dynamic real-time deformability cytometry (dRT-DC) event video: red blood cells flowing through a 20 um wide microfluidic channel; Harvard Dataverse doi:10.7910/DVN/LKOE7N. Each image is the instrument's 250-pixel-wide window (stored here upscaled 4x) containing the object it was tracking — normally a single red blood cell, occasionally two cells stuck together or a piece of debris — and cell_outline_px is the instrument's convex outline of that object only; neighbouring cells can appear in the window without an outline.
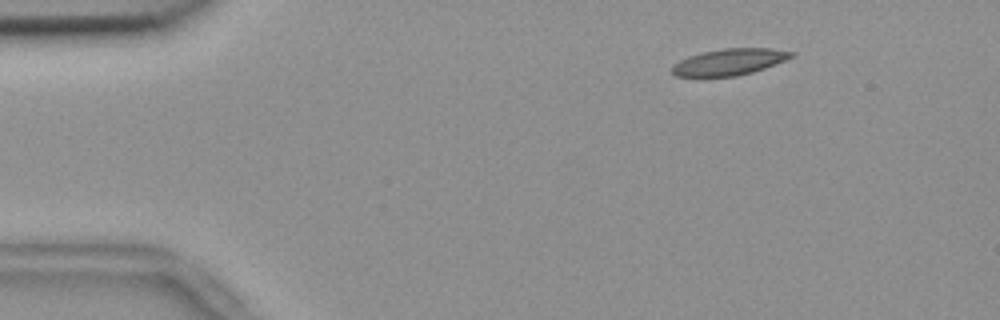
{"species": "common noctule bat (a hibernating species)", "species_latin": "Nyctalus noctula", "temperature_condition": "room temperature", "stored_images_in_passage": 6, "camera_frame_rate_fps": 3000, "um_per_image_px": 0.085, "animal": {"sex": "female", "body_mass_g": 18.4}, "frame": {"image": 1, "passage_image": 2, "time_ms": 0.333, "image_size_px": [1000, 320], "cell_outline_px": [[796, 56], [764, 68], [752, 72], [736, 76], [676, 76], [672, 72], [672, 64], [688, 56], [704, 52], [724, 48], [772, 48], [796, 52]], "centroid_in_image_um": [62.03, 5.25], "position_along_channel_um": 23.0, "area_um2": 18.32}}